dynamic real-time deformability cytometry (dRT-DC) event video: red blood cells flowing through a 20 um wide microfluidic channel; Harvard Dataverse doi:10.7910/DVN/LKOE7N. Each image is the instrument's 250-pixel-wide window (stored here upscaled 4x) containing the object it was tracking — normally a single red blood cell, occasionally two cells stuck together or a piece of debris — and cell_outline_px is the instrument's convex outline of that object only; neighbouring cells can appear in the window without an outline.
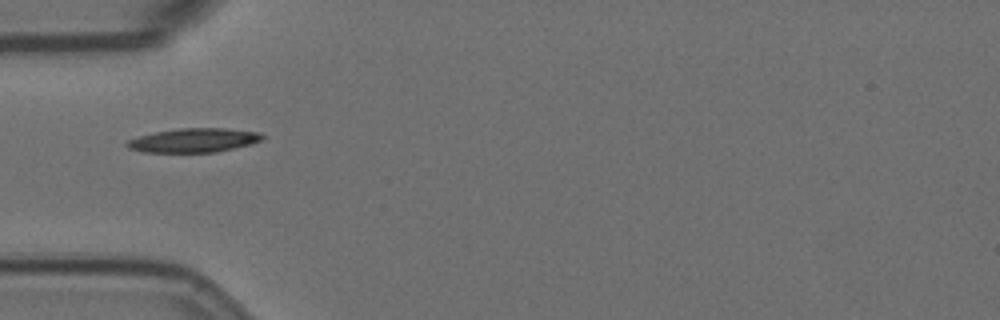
{"species": "Egyptian fruit bat (a non-hibernating species)", "species_latin": "Rousettus aegyptiacus", "temperature_condition": "room temperature", "stored_images_in_passage": 39, "camera_frame_rate_fps": 3000, "um_per_image_px": 0.085, "animal": {"sex": "female"}, "frame": {"image": 1, "passage_image": 1, "time_ms": 0.0, "image_size_px": [1000, 320], "cell_outline_px": [[264, 140], [252, 144], [216, 152], [144, 152], [128, 148], [124, 144], [128, 140], [140, 136], [156, 132], [180, 128], [224, 128], [256, 132], [264, 136]], "centroid_in_image_um": [16.48, 11.93], "position_along_channel_um": 68.5, "area_um2": 18.84}}
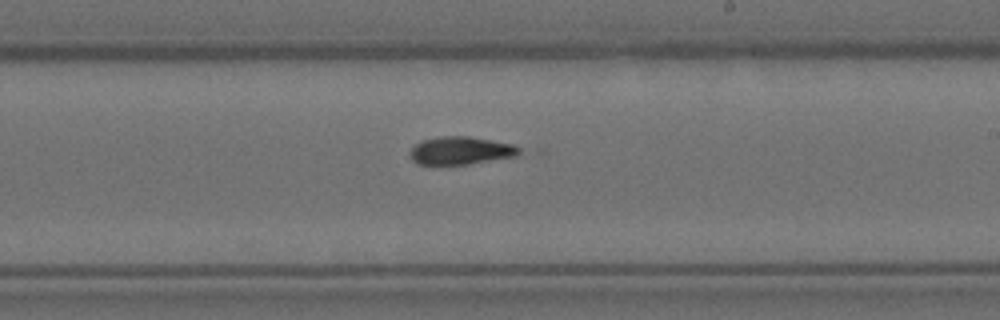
{"frame": {"image": 2, "passage_image": 16, "time_ms": 5.0, "image_size_px": [1000, 320], "cell_outline_px": [[524, 152], [516, 156], [468, 164], [420, 164], [412, 160], [408, 152], [416, 144], [424, 140], [440, 136], [468, 136], [512, 144], [520, 148]], "centroid_in_image_um": [39.18, 12.8], "position_along_channel_um": 249.8, "area_um2": 17.63}}
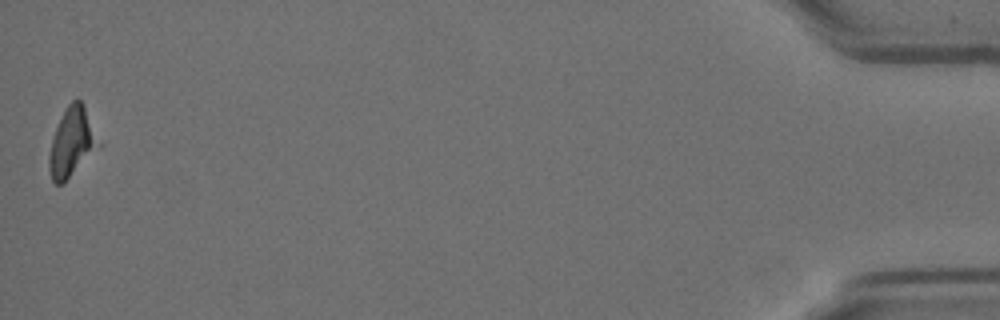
{"frame": {"image": 3, "passage_image": 39, "time_ms": 12.667, "image_size_px": [1000, 320], "cell_outline_px": [[104, 144], [64, 184], [56, 184], [52, 180], [48, 168], [48, 156], [52, 140], [56, 128], [68, 104], [72, 100], [80, 100], [84, 104]], "centroid_in_image_um": [6.18, 12.13], "position_along_channel_um": 429.0, "area_um2": 20.52}}